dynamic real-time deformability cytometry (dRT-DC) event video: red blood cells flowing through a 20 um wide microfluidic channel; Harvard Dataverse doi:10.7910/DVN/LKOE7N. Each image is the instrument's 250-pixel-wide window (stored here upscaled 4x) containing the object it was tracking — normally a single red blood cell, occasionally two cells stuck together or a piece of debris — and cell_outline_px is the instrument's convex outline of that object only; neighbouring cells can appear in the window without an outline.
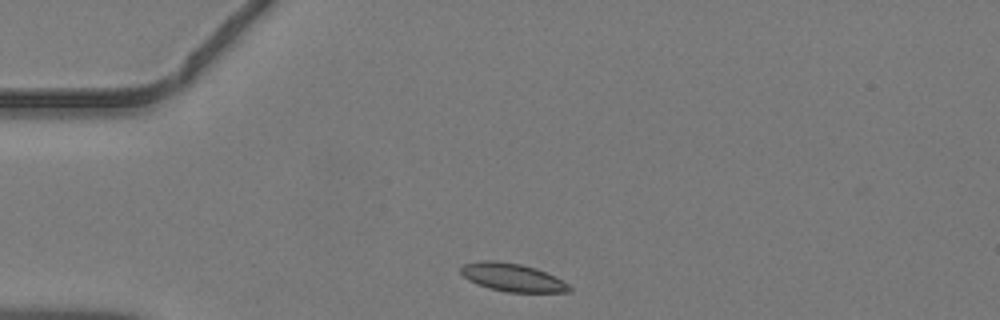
{"species": "common noctule bat (a hibernating species)", "species_latin": "Nyctalus noctula", "temperature_condition": "warm", "stored_images_in_passage": 36, "camera_frame_rate_fps": 3000, "um_per_image_px": 0.085, "animal": {"sex": "male", "body_mass_g": 19.2, "forearm_length_mm": 51.8}, "frame": {"image": 1, "passage_image": 1, "time_ms": 0.0, "image_size_px": [1000, 320], "cell_outline_px": [[572, 292], [508, 292], [488, 288], [476, 284], [468, 280], [460, 272], [460, 268], [464, 264], [484, 260], [496, 260], [520, 264], [536, 268], [568, 284], [572, 288]], "centroid_in_image_um": [43.52, 23.58], "position_along_channel_um": 41.5, "area_um2": 17.63}}
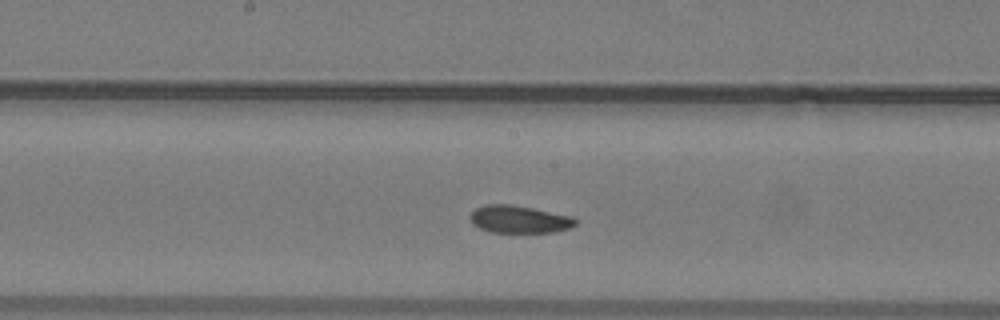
{"frame": {"image": 2, "passage_image": 14, "time_ms": 4.333, "image_size_px": [1000, 320], "cell_outline_px": [[576, 224], [568, 228], [552, 232], [488, 232], [472, 224], [468, 216], [476, 208], [484, 204], [508, 204], [532, 208], [572, 216], [576, 220]], "centroid_in_image_um": [44.07, 18.64], "position_along_channel_um": 204.1, "area_um2": 16.82}}
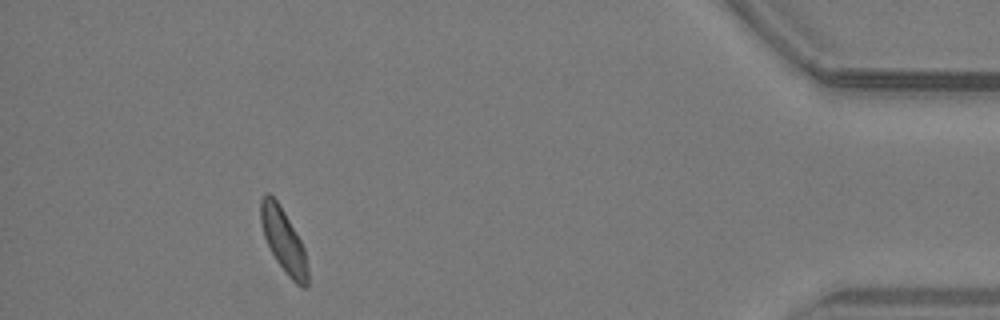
{"frame": {"image": 3, "passage_image": 32, "time_ms": 10.333, "image_size_px": [1000, 320], "cell_outline_px": [[308, 284], [304, 288], [296, 284], [288, 276], [276, 260], [264, 236], [260, 224], [260, 200], [264, 192], [268, 192], [276, 200], [284, 212], [300, 240], [304, 248], [308, 268]], "centroid_in_image_um": [24.09, 20.44], "position_along_channel_um": 411.1, "area_um2": 17.28}}